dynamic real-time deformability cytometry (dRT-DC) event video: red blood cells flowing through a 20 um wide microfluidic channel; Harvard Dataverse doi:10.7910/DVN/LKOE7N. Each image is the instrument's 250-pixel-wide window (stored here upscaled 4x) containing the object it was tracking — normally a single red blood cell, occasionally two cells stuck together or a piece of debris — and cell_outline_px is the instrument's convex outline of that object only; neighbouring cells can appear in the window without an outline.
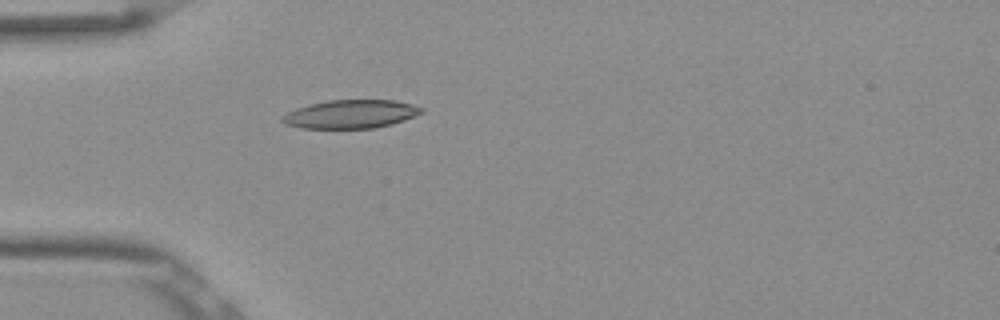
{"species": "Egyptian fruit bat (a non-hibernating species)", "species_latin": "Rousettus aegyptiacus", "temperature_condition": "room temperature", "stored_images_in_passage": 53, "camera_frame_rate_fps": 3000, "um_per_image_px": 0.085, "frame": {"image": 1, "passage_image": 16, "time_ms": 5.0, "image_size_px": [1000, 320], "cell_outline_px": [[424, 112], [404, 120], [392, 124], [376, 128], [300, 128], [284, 124], [280, 120], [280, 116], [296, 108], [308, 104], [328, 100], [396, 100], [412, 104], [424, 108]], "centroid_in_image_um": [29.79, 9.7], "position_along_channel_um": 55.2, "area_um2": 23.29}}
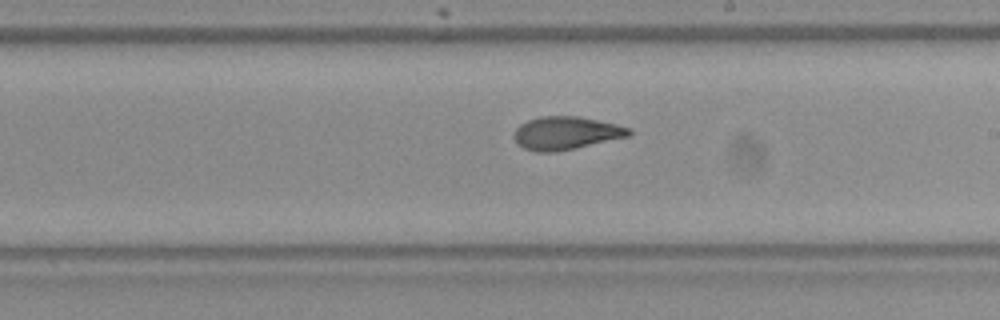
{"frame": {"image": 2, "passage_image": 31, "time_ms": 10.0, "image_size_px": [1000, 320], "cell_outline_px": [[632, 136], [556, 152], [536, 152], [524, 148], [516, 144], [512, 136], [516, 128], [520, 124], [528, 120], [540, 116], [576, 116], [616, 124], [632, 128]], "centroid_in_image_um": [48.1, 11.32], "position_along_channel_um": 240.9, "area_um2": 22.37}}
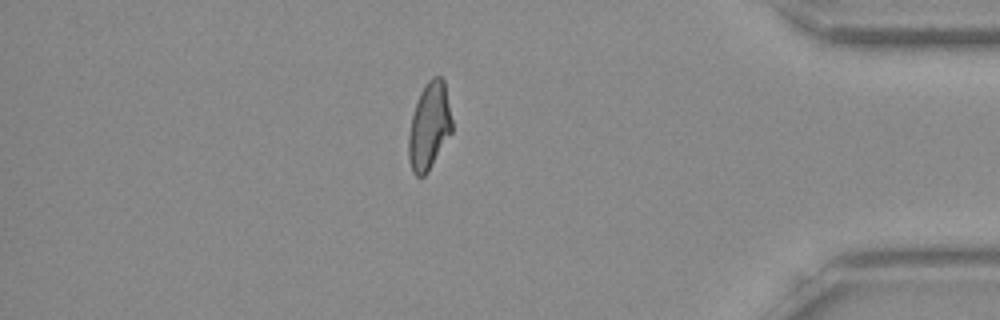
{"frame": {"image": 3, "passage_image": 46, "time_ms": 15.0, "image_size_px": [1000, 320], "cell_outline_px": [[452, 132], [428, 172], [424, 176], [416, 176], [412, 172], [408, 160], [408, 136], [412, 116], [416, 100], [424, 84], [432, 76], [440, 76], [444, 80], [452, 120]], "centroid_in_image_um": [36.47, 10.72], "position_along_channel_um": 398.7, "area_um2": 22.25}, "authors_computed_cell_mechanics": {"area_um2": 22.3686, "velocity_mm_per_s": 3.8369, "shape_relaxation_time_tau1_ms": null, "shape_relaxation_time_tau2_ms": 2.4275, "deformation_change_tau1": null, "deformation_change_tau2": 0.087}}